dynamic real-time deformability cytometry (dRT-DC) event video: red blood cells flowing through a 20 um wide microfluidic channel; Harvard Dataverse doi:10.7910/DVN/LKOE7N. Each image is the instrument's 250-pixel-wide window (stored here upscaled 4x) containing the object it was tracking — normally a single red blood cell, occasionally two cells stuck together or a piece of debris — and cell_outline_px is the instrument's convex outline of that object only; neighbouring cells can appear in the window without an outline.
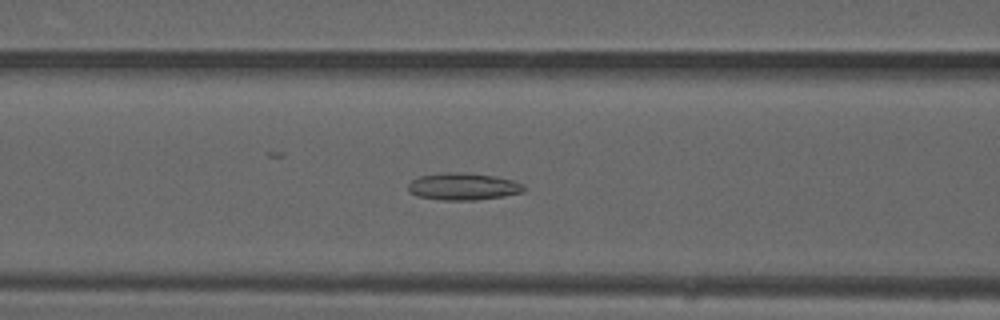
{"species": "common noctule bat (a hibernating species)", "species_latin": "Nyctalus noctula", "temperature_condition": "warm", "stored_images_in_passage": 50, "camera_frame_rate_fps": 3000, "um_per_image_px": 0.085, "animal": {"sex": "male", "forearm_length_mm": 52.5}, "frame": {"image": 1, "passage_image": 20, "time_ms": 6.333, "image_size_px": [1000, 320], "cell_outline_px": [[528, 188], [524, 192], [504, 196], [476, 200], [440, 200], [416, 196], [408, 192], [408, 184], [412, 180], [420, 176], [444, 172], [468, 172], [496, 176], [512, 180], [524, 184]], "centroid_in_image_um": [39.39, 15.85], "position_along_channel_um": 127.2, "area_um2": 18.67}}
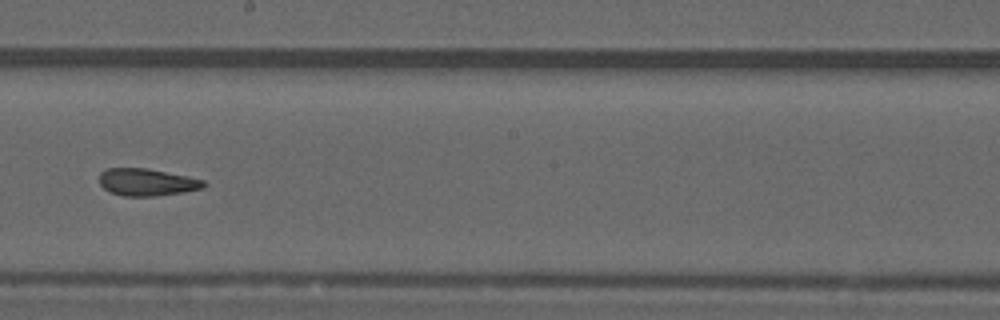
{"frame": {"image": 2, "passage_image": 28, "time_ms": 9.0, "image_size_px": [1000, 320], "cell_outline_px": [[208, 184], [204, 188], [184, 192], [156, 196], [124, 196], [112, 192], [104, 188], [100, 184], [100, 172], [108, 168], [148, 168], [188, 176], [204, 180]], "centroid_in_image_um": [12.53, 15.48], "position_along_channel_um": 235.7, "area_um2": 16.65}}
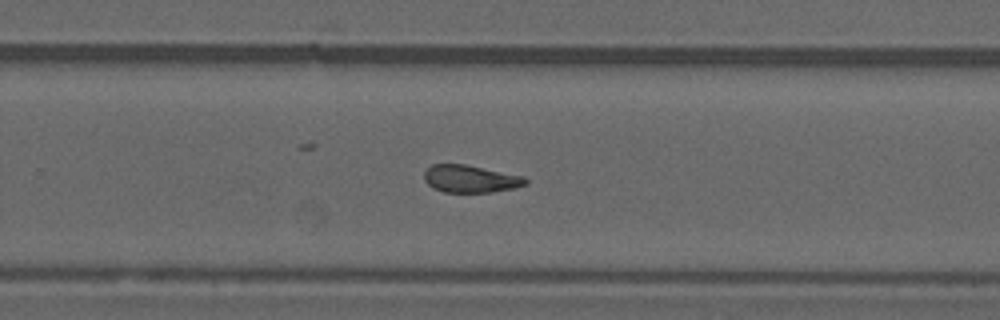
{"frame": {"image": 3, "passage_image": 32, "time_ms": 10.333, "image_size_px": [1000, 320], "cell_outline_px": [[528, 184], [516, 188], [492, 192], [444, 192], [432, 188], [424, 180], [424, 172], [432, 164], [464, 164], [524, 176], [528, 180]], "centroid_in_image_um": [40.0, 15.21], "position_along_channel_um": 289.8, "area_um2": 16.3}, "authors_computed_cell_mechanics": {"area_um2": 17.4267, "velocity_mm_per_s": 4.0832, "shape_relaxation_time_tau1_ms": null, "shape_relaxation_time_tau2_ms": 3.1518, "deformation_change_tau1": null, "deformation_change_tau2": 0.1253}}